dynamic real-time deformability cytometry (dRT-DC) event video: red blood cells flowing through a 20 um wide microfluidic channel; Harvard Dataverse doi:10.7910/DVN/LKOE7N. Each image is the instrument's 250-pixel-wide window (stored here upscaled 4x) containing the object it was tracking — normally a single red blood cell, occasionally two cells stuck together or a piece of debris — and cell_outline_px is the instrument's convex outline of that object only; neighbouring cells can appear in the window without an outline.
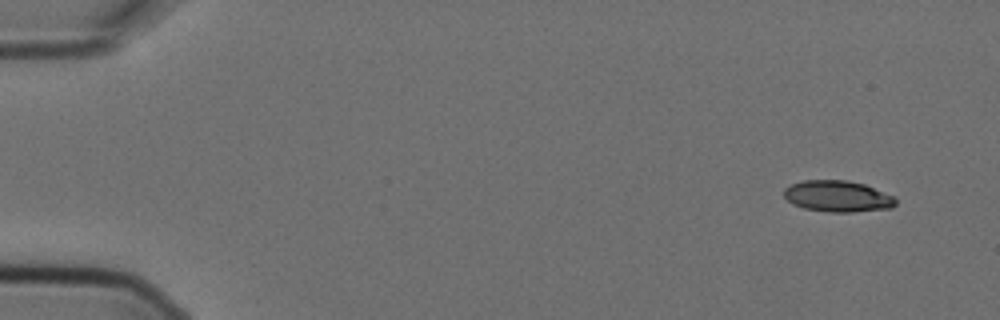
{"species": "Egyptian fruit bat (a non-hibernating species)", "species_latin": "Rousettus aegyptiacus", "temperature_condition": "cold", "stored_images_in_passage": 6, "camera_frame_rate_fps": 3000, "um_per_image_px": 0.085, "animal": {"sex": "female"}, "frame": {"image": 1, "passage_image": 1, "time_ms": 0.0, "image_size_px": [1000, 320], "cell_outline_px": [[896, 204], [892, 208], [852, 212], [828, 212], [804, 208], [792, 204], [784, 196], [784, 188], [792, 184], [804, 180], [848, 180], [864, 184], [896, 196]], "centroid_in_image_um": [71.23, 16.68], "position_along_channel_um": 13.8, "area_um2": 20.52}}
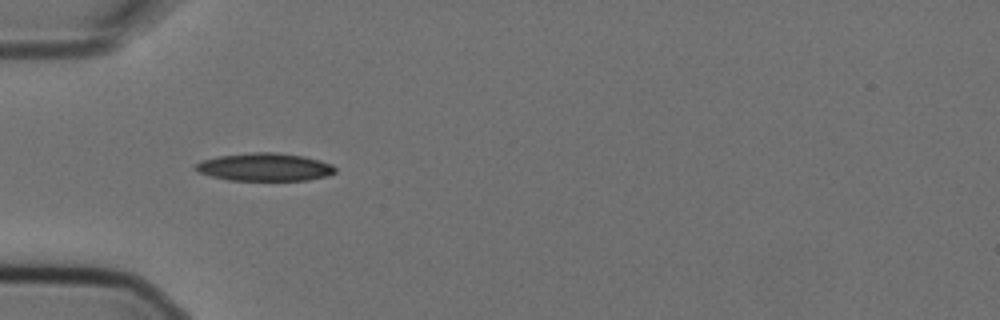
{"frame": {"image": 2, "passage_image": 5, "time_ms": 1.333, "image_size_px": [1000, 320], "cell_outline_px": [[336, 172], [328, 176], [308, 180], [228, 180], [212, 176], [200, 172], [192, 168], [200, 160], [220, 156], [252, 152], [276, 152], [304, 156], [320, 160], [332, 164], [336, 168]], "centroid_in_image_um": [22.52, 14.19], "position_along_channel_um": 62.5, "area_um2": 22.77}}
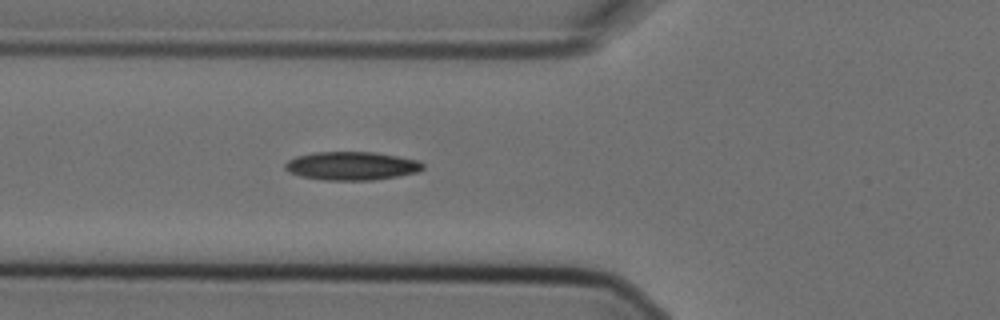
{"frame": {"image": 3, "passage_image": 6, "time_ms": 1.667, "image_size_px": [1000, 320], "cell_outline_px": [[424, 168], [416, 172], [396, 176], [372, 180], [324, 180], [300, 176], [288, 172], [284, 168], [284, 164], [288, 160], [296, 156], [312, 152], [372, 152], [420, 160], [424, 164]], "centroid_in_image_um": [29.85, 14.09], "position_along_channel_um": 96.0, "area_um2": 22.83}}